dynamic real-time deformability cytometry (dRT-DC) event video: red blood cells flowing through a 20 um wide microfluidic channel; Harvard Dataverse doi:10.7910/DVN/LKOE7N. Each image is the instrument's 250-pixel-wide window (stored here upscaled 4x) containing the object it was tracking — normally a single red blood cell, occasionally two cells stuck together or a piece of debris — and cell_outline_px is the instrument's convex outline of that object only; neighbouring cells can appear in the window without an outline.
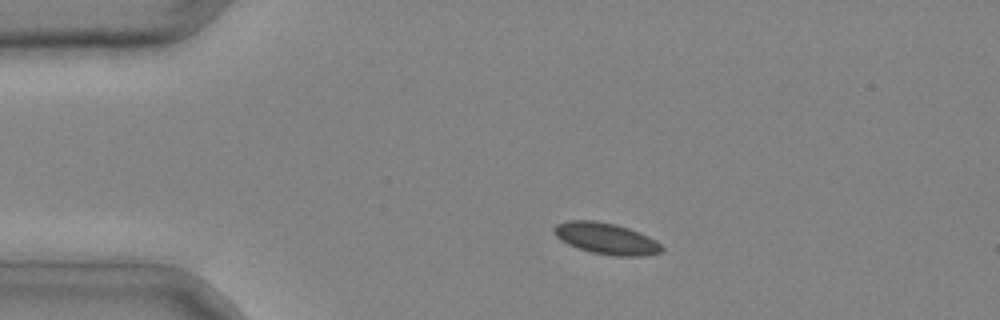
{"species": "common noctule bat (a hibernating species)", "species_latin": "Nyctalus noctula", "temperature_condition": "cold", "stored_images_in_passage": 2, "camera_frame_rate_fps": 3000, "um_per_image_px": 0.085, "animal": {"sex": "male", "body_mass_g": 20.4}, "frame": {"image": 1, "passage_image": 1, "time_ms": 0.0, "image_size_px": [1000, 320], "cell_outline_px": [[664, 248], [660, 252], [644, 256], [616, 256], [592, 252], [568, 244], [560, 240], [552, 232], [552, 228], [556, 224], [568, 220], [596, 220], [616, 224], [640, 232], [656, 240]], "centroid_in_image_um": [51.51, 20.26], "position_along_channel_um": 33.5, "area_um2": 19.77}}